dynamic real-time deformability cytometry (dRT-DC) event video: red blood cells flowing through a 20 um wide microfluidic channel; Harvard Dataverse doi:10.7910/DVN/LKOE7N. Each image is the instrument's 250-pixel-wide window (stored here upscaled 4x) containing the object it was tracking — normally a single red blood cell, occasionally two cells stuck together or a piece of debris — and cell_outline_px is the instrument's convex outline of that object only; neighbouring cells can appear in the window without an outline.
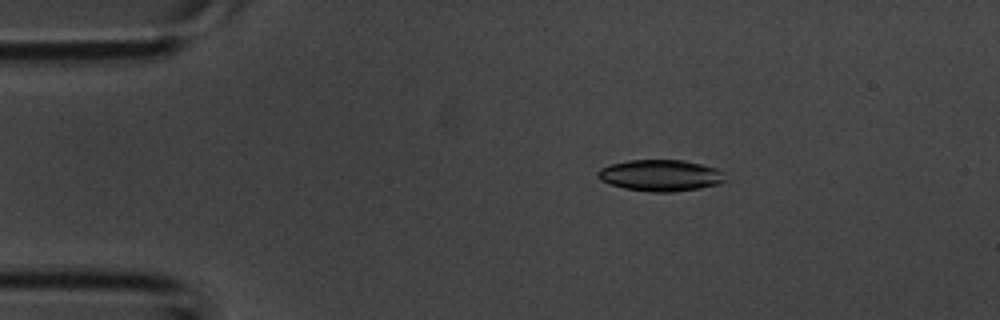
{"species": "common noctule bat (a hibernating species)", "species_latin": "Nyctalus noctula", "temperature_condition": "room temperature", "stored_images_in_passage": 4, "camera_frame_rate_fps": 3000, "um_per_image_px": 0.085, "animal": {"sex": "male", "body_mass_g": 20.1, "forearm_length_mm": 53.5}, "frame": {"image": 1, "passage_image": 2, "time_ms": 0.333, "image_size_px": [1000, 320], "cell_outline_px": [[724, 180], [720, 184], [700, 188], [672, 192], [652, 192], [624, 188], [600, 180], [596, 176], [596, 172], [600, 168], [612, 164], [628, 160], [684, 160], [716, 168], [720, 172]], "centroid_in_image_um": [56.1, 14.91], "position_along_channel_um": 28.9, "area_um2": 23.12}}
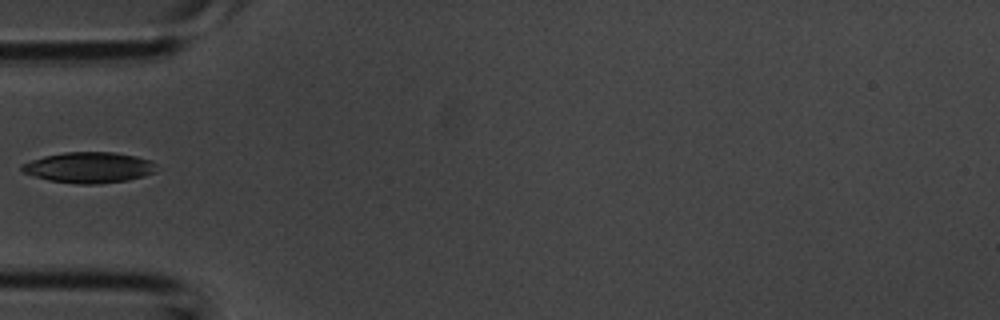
{"frame": {"image": 2, "passage_image": 4, "time_ms": 1.0, "image_size_px": [1000, 320], "cell_outline_px": [[156, 172], [144, 176], [128, 180], [100, 184], [76, 184], [48, 180], [20, 172], [20, 164], [44, 156], [64, 152], [116, 152], [136, 156], [152, 160], [156, 164]], "centroid_in_image_um": [7.56, 14.24], "position_along_channel_um": 77.4, "area_um2": 24.51}}